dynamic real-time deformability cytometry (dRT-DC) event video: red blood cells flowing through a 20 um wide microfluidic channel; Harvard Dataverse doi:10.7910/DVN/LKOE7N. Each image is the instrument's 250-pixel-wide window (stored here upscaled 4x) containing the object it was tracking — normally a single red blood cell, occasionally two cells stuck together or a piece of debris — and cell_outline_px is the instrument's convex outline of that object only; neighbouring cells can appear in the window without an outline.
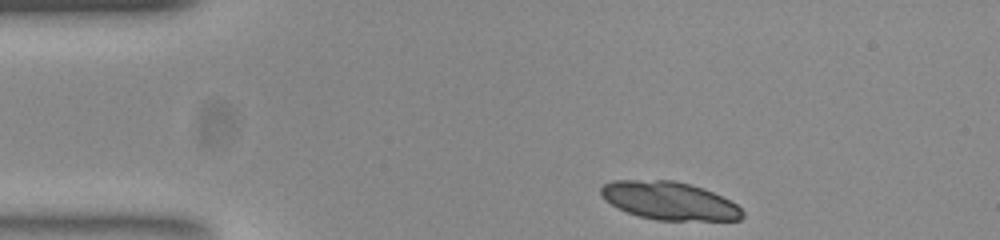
{"species": "common noctule bat (a hibernating species)", "species_latin": "Nyctalus noctula", "temperature_condition": "room temperature", "stored_images_in_passage": 44, "camera_frame_rate_fps": 3000, "um_per_image_px": 0.085, "animal": {"sex": "female", "body_mass_g": 23.0, "forearm_length_mm": 53.4}, "frame": {"image": 1, "passage_image": 1, "time_ms": 0.0, "image_size_px": [1000, 240], "cell_outline_px": [[744, 216], [740, 220], [656, 220], [640, 216], [616, 208], [604, 200], [600, 192], [600, 188], [604, 184], [612, 180], [672, 180], [692, 184], [704, 188], [736, 204], [744, 212]], "centroid_in_image_um": [56.86, 17.06], "position_along_channel_um": 28.1, "area_um2": 31.44}, "authors_computed_cell_mechanics": {"area_um2": 19.7965, "velocity_mm_per_s": 3.8361, "shape_relaxation_time_tau1_ms": 2.5942, "shape_relaxation_time_tau2_ms": null, "deformation_change_tau1": 0.0669, "deformation_change_tau2": null}}